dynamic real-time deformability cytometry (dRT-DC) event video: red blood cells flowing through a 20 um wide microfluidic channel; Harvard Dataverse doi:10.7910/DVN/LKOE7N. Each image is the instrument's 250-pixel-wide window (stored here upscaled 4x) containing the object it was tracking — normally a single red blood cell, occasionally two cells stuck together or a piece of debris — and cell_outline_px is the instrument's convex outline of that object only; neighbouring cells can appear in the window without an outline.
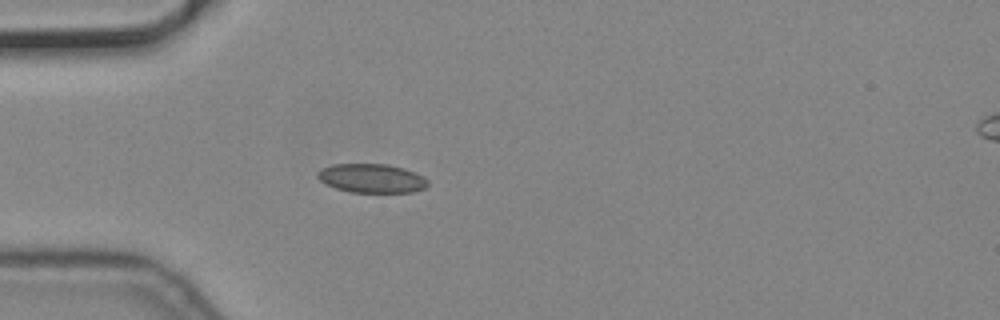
{"species": "common noctule bat (a hibernating species)", "species_latin": "Nyctalus noctula", "temperature_condition": "cold", "stored_images_in_passage": 56, "camera_frame_rate_fps": 3000, "um_per_image_px": 0.085, "animal": {"sex": "male", "body_mass_g": 19.2, "forearm_length_mm": 51.8}, "frame": {"image": 1, "passage_image": 16, "time_ms": 5.0, "image_size_px": [1000, 320], "cell_outline_px": [[428, 184], [424, 188], [412, 192], [348, 192], [336, 188], [320, 180], [316, 176], [316, 172], [332, 164], [388, 164], [404, 168], [424, 176], [428, 180]], "centroid_in_image_um": [31.6, 15.15], "position_along_channel_um": 53.4, "area_um2": 18.55}}
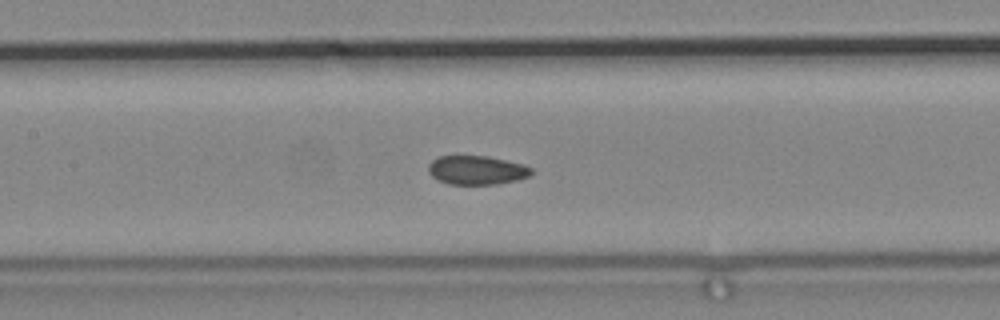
{"frame": {"image": 2, "passage_image": 26, "time_ms": 8.333, "image_size_px": [1000, 320], "cell_outline_px": [[532, 172], [528, 176], [516, 180], [496, 184], [448, 184], [436, 180], [428, 172], [428, 164], [432, 160], [440, 156], [488, 156], [524, 164], [532, 168]], "centroid_in_image_um": [40.49, 14.46], "position_along_channel_um": 166.9, "area_um2": 17.4}}
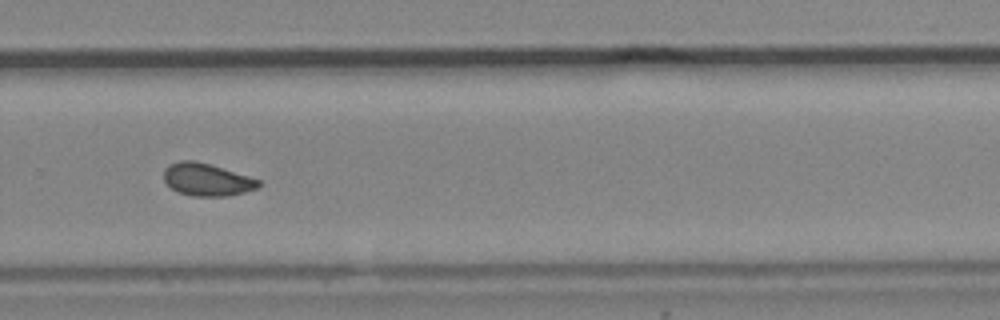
{"frame": {"image": 3, "passage_image": 38, "time_ms": 12.333, "image_size_px": [1000, 320], "cell_outline_px": [[264, 184], [260, 188], [228, 196], [192, 196], [176, 192], [164, 180], [164, 168], [168, 164], [180, 160], [196, 160], [248, 176], [260, 180]], "centroid_in_image_um": [17.59, 15.27], "position_along_channel_um": 312.2, "area_um2": 18.15}}